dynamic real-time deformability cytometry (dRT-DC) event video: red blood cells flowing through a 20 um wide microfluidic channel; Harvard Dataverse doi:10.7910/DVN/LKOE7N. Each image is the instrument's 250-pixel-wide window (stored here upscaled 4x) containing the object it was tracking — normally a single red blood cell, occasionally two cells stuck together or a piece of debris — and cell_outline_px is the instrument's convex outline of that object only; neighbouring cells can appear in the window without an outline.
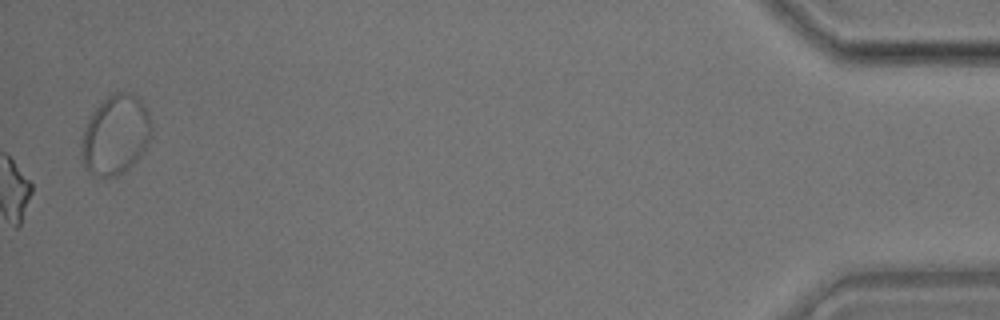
{"species": "common noctule bat (a hibernating species)", "species_latin": "Nyctalus noctula", "temperature_condition": "room temperature", "stored_images_in_passage": 34, "camera_frame_rate_fps": 3000, "um_per_image_px": 0.085, "animal": {"sex": "male", "body_mass_g": 17.9}, "frame": {"image": 1, "passage_image": 34, "time_ms": 11.0, "image_size_px": [1000, 320], "cell_outline_px": [[152, 136], [148, 144], [136, 160], [124, 172], [116, 176], [100, 176], [92, 172], [84, 164], [80, 152], [80, 144], [84, 128], [92, 112], [108, 96], [120, 92], [132, 92], [140, 100], [148, 112], [152, 124]], "centroid_in_image_um": [9.83, 11.45], "position_along_channel_um": 425.4, "area_um2": 32.25}}